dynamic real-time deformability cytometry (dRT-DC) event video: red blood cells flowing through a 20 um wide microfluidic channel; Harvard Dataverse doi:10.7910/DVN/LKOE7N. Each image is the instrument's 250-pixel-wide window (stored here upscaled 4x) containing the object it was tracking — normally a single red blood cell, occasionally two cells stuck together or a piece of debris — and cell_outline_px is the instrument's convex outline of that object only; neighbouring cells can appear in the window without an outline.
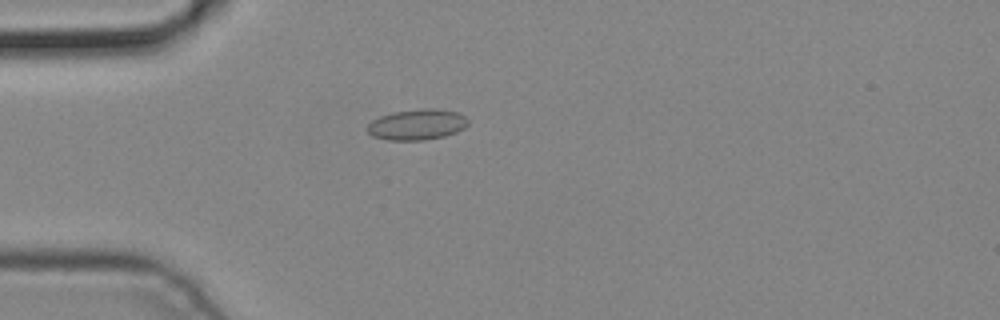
{"species": "common noctule bat (a hibernating species)", "species_latin": "Nyctalus noctula", "temperature_condition": "cold", "stored_images_in_passage": 5, "camera_frame_rate_fps": 3000, "um_per_image_px": 0.085, "animal": {"sex": "male", "body_mass_g": 19.2, "forearm_length_mm": 51.8}, "frame": {"image": 1, "passage_image": 4, "time_ms": 1.0, "image_size_px": [1000, 320], "cell_outline_px": [[468, 124], [464, 128], [456, 132], [444, 136], [424, 140], [388, 140], [372, 136], [368, 132], [368, 124], [372, 120], [380, 116], [392, 112], [420, 108], [436, 108], [460, 112], [468, 120]], "centroid_in_image_um": [35.46, 10.57], "position_along_channel_um": 49.5, "area_um2": 18.21}}
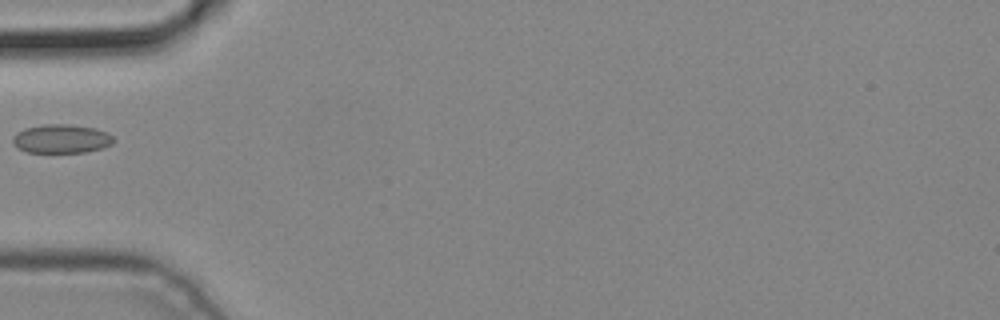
{"frame": {"image": 2, "passage_image": 5, "time_ms": 1.333, "image_size_px": [1000, 320], "cell_outline_px": [[116, 140], [112, 144], [104, 148], [84, 152], [28, 152], [16, 148], [12, 144], [12, 136], [16, 132], [24, 128], [44, 124], [68, 124], [96, 128], [112, 136]], "centroid_in_image_um": [5.18, 11.79], "position_along_channel_um": 79.8, "area_um2": 17.11}}